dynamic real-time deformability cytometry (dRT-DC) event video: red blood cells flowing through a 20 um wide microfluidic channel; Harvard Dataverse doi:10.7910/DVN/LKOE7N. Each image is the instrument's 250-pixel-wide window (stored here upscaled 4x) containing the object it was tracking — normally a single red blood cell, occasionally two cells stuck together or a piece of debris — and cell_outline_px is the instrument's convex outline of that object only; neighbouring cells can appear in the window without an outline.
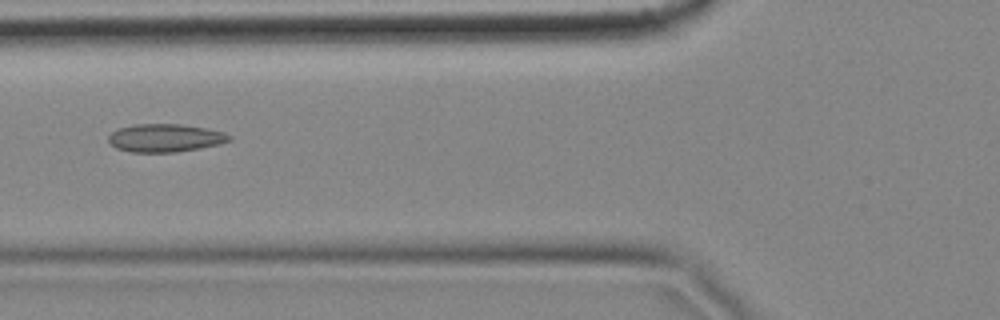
{"species": "common noctule bat (a hibernating species)", "species_latin": "Nyctalus noctula", "temperature_condition": "cold", "stored_images_in_passage": 11, "camera_frame_rate_fps": 3000, "um_per_image_px": 0.085, "animal": {"sex": "female", "body_mass_g": 18.4}, "frame": {"image": 1, "passage_image": 2, "time_ms": 0.333, "image_size_px": [1000, 320], "cell_outline_px": [[232, 140], [220, 144], [200, 148], [176, 152], [132, 152], [116, 148], [108, 140], [108, 136], [112, 132], [120, 128], [136, 124], [180, 124], [204, 128], [224, 132], [232, 136]], "centroid_in_image_um": [14.07, 11.73], "position_along_channel_um": 111.7, "area_um2": 19.65}}